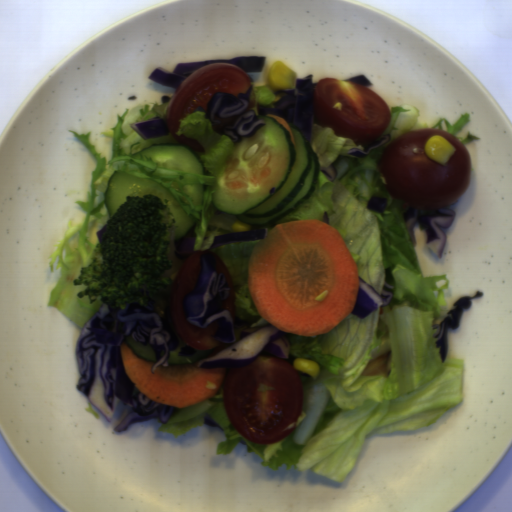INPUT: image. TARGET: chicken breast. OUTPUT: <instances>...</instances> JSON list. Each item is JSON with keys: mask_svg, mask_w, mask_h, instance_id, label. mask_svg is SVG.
<instances>
[{"mask_svg": "<svg viewBox=\"0 0 512 512\" xmlns=\"http://www.w3.org/2000/svg\"><path fill=\"white\" fill-rule=\"evenodd\" d=\"M390 351H387L385 354H381L371 361L368 362L365 369L360 374L363 376H383L385 378H388L389 376V357H390Z\"/></svg>", "mask_w": 512, "mask_h": 512, "instance_id": "1", "label": "chicken breast"}]
</instances>
